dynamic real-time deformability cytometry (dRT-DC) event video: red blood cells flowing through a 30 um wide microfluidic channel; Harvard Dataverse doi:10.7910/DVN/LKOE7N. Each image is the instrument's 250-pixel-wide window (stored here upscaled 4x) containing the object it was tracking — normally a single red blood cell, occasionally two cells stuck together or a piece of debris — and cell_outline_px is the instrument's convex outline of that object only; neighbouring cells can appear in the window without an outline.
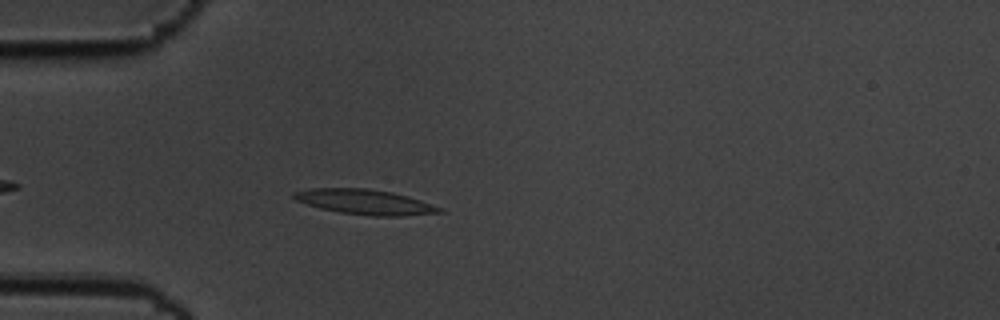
{"species": "common noctule bat (a hibernating species)", "species_latin": "Nyctalus noctula", "temperature_condition": "cold", "stored_images_in_passage": 34, "camera_frame_rate_fps": 3000, "um_per_image_px": 0.085, "animal": {"sex": "male", "body_mass_g": 19.5, "forearm_length_mm": 54.6}, "frame": {"image": 1, "passage_image": 6, "time_ms": 1.667, "image_size_px": [1000, 320], "cell_outline_px": [[444, 212], [404, 216], [372, 216], [340, 212], [320, 208], [296, 200], [292, 196], [292, 192], [308, 188], [368, 188], [392, 192], [408, 196], [444, 208]], "centroid_in_image_um": [31.04, 17.16], "position_along_channel_um": 54.0, "area_um2": 21.33}}
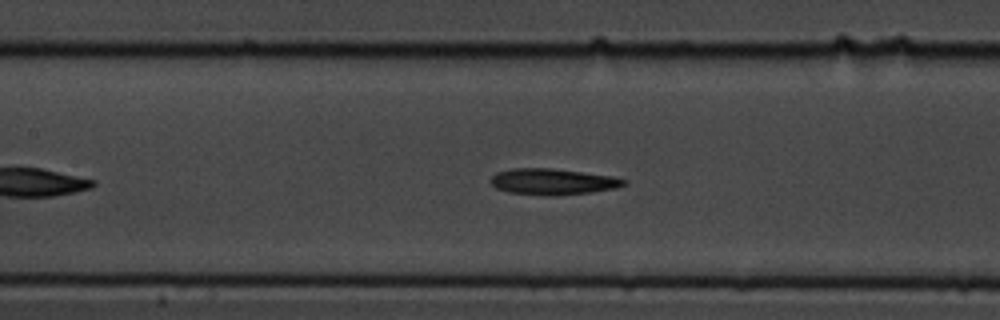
{"frame": {"image": 2, "passage_image": 16, "time_ms": 5.0, "image_size_px": [1000, 320], "cell_outline_px": [[628, 184], [616, 188], [592, 192], [508, 192], [496, 188], [488, 180], [496, 172], [512, 168], [552, 168], [612, 176], [628, 180]], "centroid_in_image_um": [47.0, 15.37], "position_along_channel_um": 160.4, "area_um2": 19.19}}
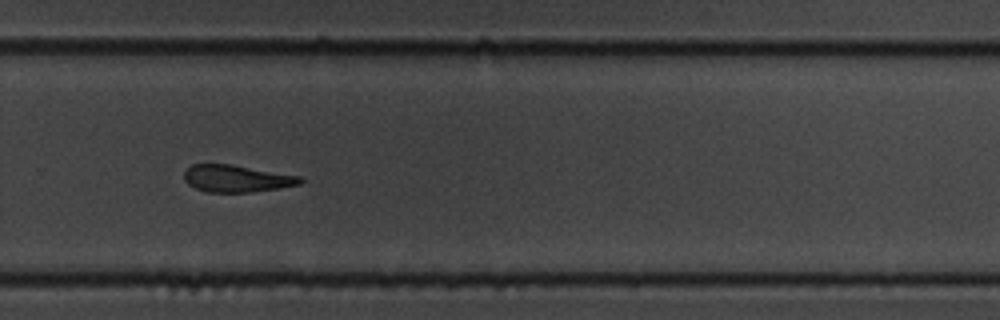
{"frame": {"image": 3, "passage_image": 29, "time_ms": 9.333, "image_size_px": [1000, 320], "cell_outline_px": [[304, 180], [300, 184], [276, 188], [248, 192], [208, 192], [196, 188], [188, 184], [184, 180], [184, 172], [192, 164], [232, 164], [300, 176]], "centroid_in_image_um": [20.09, 15.16], "position_along_channel_um": 309.7, "area_um2": 18.15}}